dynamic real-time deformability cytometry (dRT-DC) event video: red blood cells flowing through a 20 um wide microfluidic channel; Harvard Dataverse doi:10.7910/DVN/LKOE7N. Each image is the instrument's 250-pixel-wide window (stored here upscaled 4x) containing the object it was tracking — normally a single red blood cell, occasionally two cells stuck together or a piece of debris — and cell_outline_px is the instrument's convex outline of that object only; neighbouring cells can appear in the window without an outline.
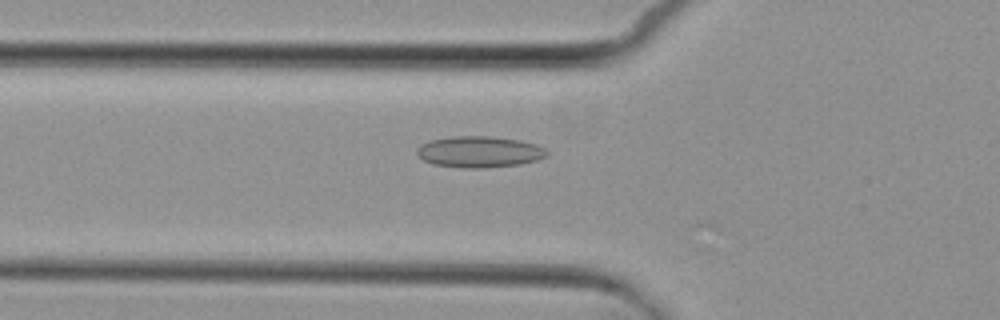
{"species": "common noctule bat (a hibernating species)", "species_latin": "Nyctalus noctula", "temperature_condition": "cold", "stored_images_in_passage": 3, "camera_frame_rate_fps": 3000, "um_per_image_px": 0.085, "animal": {"sex": "female", "body_mass_g": 29.2, "forearm_length_mm": 56.3}, "frame": {"image": 1, "passage_image": 3, "time_ms": 3.0, "image_size_px": [1000, 320], "cell_outline_px": [[548, 156], [536, 160], [520, 164], [484, 168], [464, 168], [432, 164], [424, 160], [416, 152], [416, 148], [420, 144], [432, 140], [452, 136], [488, 136], [520, 140], [536, 144], [544, 148], [548, 152]], "centroid_in_image_um": [40.75, 12.9], "position_along_channel_um": 85.1, "area_um2": 23.7}}